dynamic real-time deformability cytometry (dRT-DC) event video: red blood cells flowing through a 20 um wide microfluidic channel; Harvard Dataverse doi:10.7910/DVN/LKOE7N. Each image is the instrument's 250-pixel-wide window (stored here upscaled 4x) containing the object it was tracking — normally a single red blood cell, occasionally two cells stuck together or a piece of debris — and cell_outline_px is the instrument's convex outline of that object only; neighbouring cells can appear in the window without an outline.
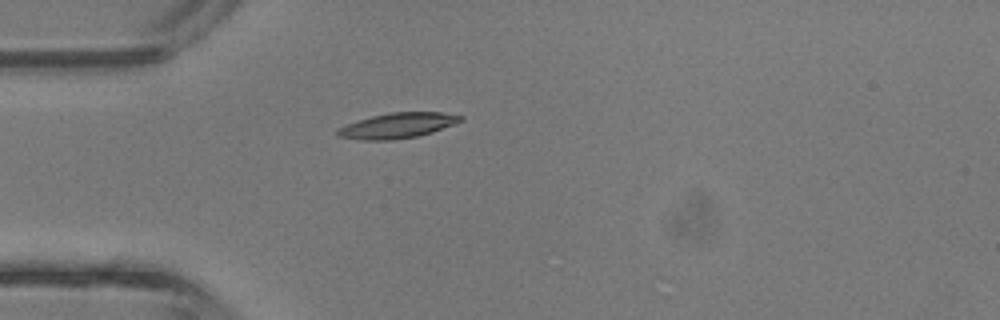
{"species": "common noctule bat (a hibernating species)", "species_latin": "Nyctalus noctula", "temperature_condition": "room temperature", "stored_images_in_passage": 32, "camera_frame_rate_fps": 3000, "um_per_image_px": 0.085, "animal": {"sex": "male", "body_mass_g": 13.3}, "frame": {"image": 1, "passage_image": 1, "time_ms": 0.0, "image_size_px": [1000, 320], "cell_outline_px": [[464, 120], [432, 132], [416, 136], [392, 140], [360, 140], [336, 136], [336, 128], [372, 116], [392, 112], [444, 112], [464, 116]], "centroid_in_image_um": [33.79, 10.67], "position_along_channel_um": 51.2, "area_um2": 18.09}}
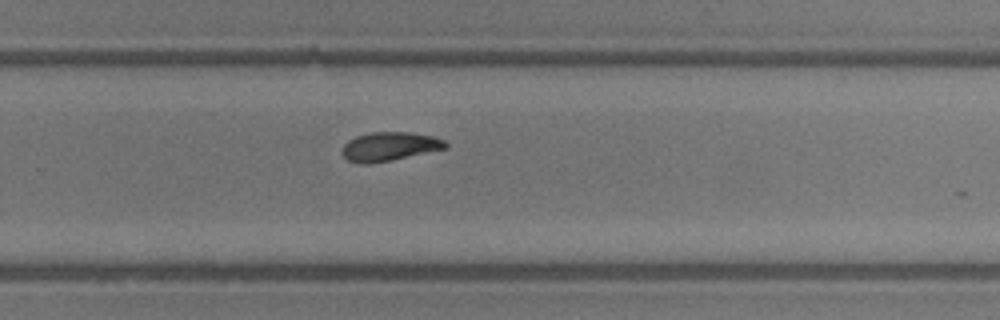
{"frame": {"image": 2, "passage_image": 17, "time_ms": 5.333, "image_size_px": [1000, 320], "cell_outline_px": [[448, 148], [392, 160], [368, 164], [364, 164], [348, 160], [340, 152], [344, 144], [348, 140], [356, 136], [372, 132], [412, 132], [432, 136], [444, 140], [448, 144]], "centroid_in_image_um": [33.11, 12.45], "position_along_channel_um": 296.7, "area_um2": 17.46}}
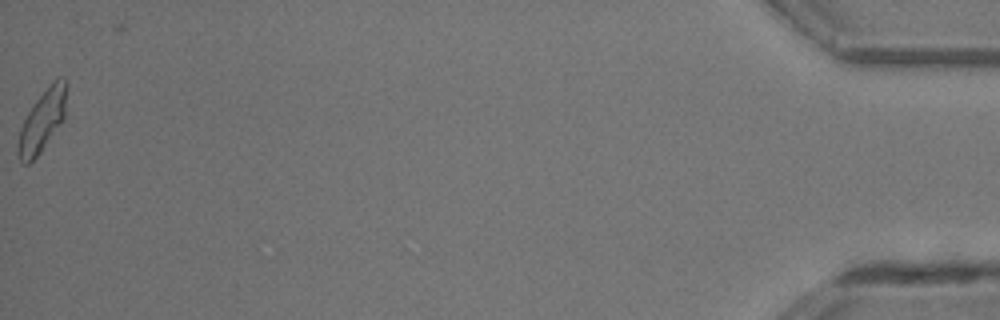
{"frame": {"image": 3, "passage_image": 32, "time_ms": 10.333, "image_size_px": [1000, 320], "cell_outline_px": [[68, 84], [64, 116], [40, 152], [28, 164], [24, 164], [20, 160], [16, 152], [16, 144], [20, 128], [28, 112], [36, 100], [52, 80], [60, 76], [64, 76]], "centroid_in_image_um": [3.58, 10.21], "position_along_channel_um": 431.6, "area_um2": 17.34}, "authors_computed_cell_mechanics": {"area_um2": 17.3689, "velocity_mm_per_s": 4.794, "shape_relaxation_time_tau1_ms": 4.0617, "shape_relaxation_time_tau2_ms": 10.4497, "deformation_change_tau1": 0.1542, "deformation_change_tau2": 0.1791}}